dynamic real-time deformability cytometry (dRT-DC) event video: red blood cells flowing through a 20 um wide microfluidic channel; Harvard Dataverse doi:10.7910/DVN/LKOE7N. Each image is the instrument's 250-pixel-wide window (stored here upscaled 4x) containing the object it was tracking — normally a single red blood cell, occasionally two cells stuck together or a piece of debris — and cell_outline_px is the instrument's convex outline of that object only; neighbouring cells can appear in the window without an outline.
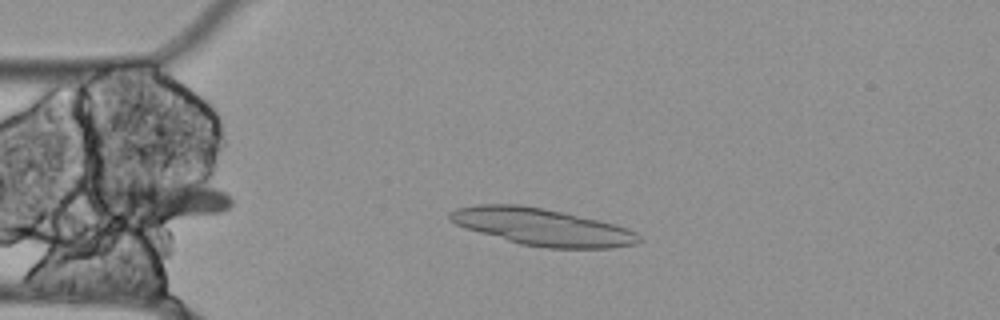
{"species": "Egyptian fruit bat (a non-hibernating species)", "species_latin": "Rousettus aegyptiacus", "temperature_condition": "cold", "stored_images_in_passage": 46, "camera_frame_rate_fps": 3000, "um_per_image_px": 0.085, "animal": {"sex": "female"}, "frame": {"image": 1, "passage_image": 4, "time_ms": 1.0, "image_size_px": [1000, 320], "cell_outline_px": [[644, 240], [636, 244], [612, 248], [544, 248], [520, 244], [464, 228], [456, 224], [448, 216], [456, 208], [476, 204], [520, 204], [544, 208], [564, 212], [616, 224], [628, 228], [636, 232]], "centroid_in_image_um": [46.13, 19.29], "position_along_channel_um": 38.9, "area_um2": 41.04}}